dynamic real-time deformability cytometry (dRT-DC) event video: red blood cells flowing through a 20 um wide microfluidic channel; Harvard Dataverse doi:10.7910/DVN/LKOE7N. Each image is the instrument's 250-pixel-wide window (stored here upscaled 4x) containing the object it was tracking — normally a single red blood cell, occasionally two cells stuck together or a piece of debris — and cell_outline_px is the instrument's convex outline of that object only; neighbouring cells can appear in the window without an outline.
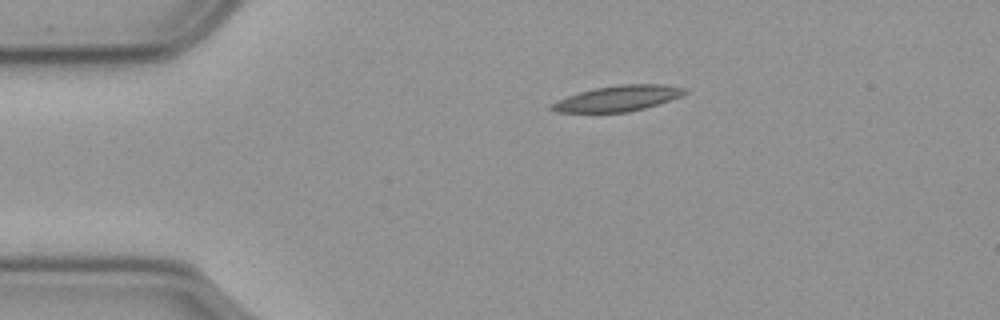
{"species": "common noctule bat (a hibernating species)", "species_latin": "Nyctalus noctula", "temperature_condition": "cold", "stored_images_in_passage": 47, "camera_frame_rate_fps": 3000, "um_per_image_px": 0.085, "animal": {"sex": "male", "body_mass_g": 23.1, "forearm_length_mm": 52.7}, "frame": {"image": 1, "passage_image": 1, "time_ms": 0.0, "image_size_px": [1000, 320], "cell_outline_px": [[688, 92], [680, 96], [644, 108], [624, 112], [556, 112], [548, 108], [552, 104], [568, 96], [580, 92], [596, 88], [620, 84], [664, 84], [688, 88]], "centroid_in_image_um": [52.55, 8.35], "position_along_channel_um": 32.4, "area_um2": 19.54}}
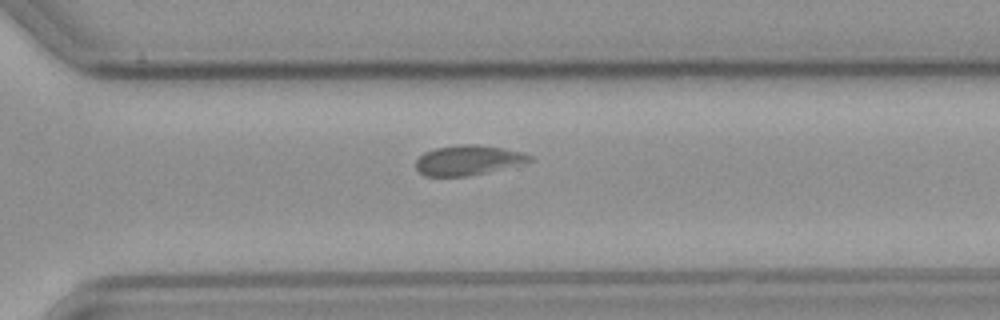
{"frame": {"image": 2, "passage_image": 30, "time_ms": 9.667, "image_size_px": [1000, 320], "cell_outline_px": [[532, 160], [524, 164], [468, 176], [424, 176], [416, 168], [416, 160], [424, 152], [436, 148], [460, 144], [476, 144], [504, 148], [520, 152], [532, 156]], "centroid_in_image_um": [39.79, 13.61], "position_along_channel_um": 330.8, "area_um2": 19.83}}
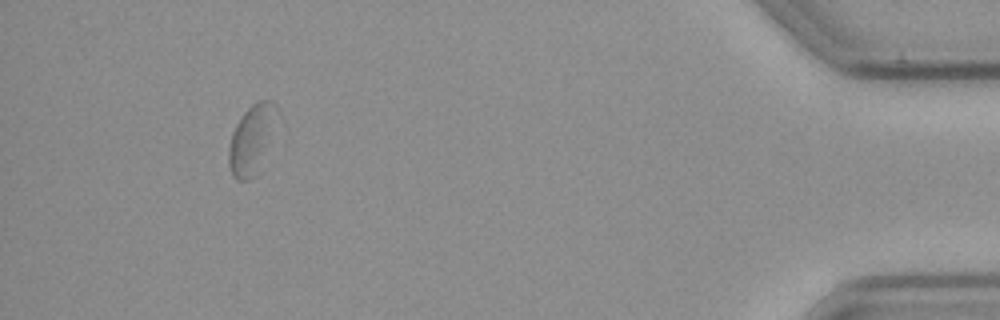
{"frame": {"image": 3, "passage_image": 43, "time_ms": 14.0, "image_size_px": [1000, 320], "cell_outline_px": [[280, 112], [260, 172], [256, 176], [248, 180], [236, 180], [232, 176], [228, 164], [228, 148], [232, 132], [240, 116], [252, 104], [260, 100], [272, 100], [276, 104]], "centroid_in_image_um": [21.42, 11.85], "position_along_channel_um": 413.8, "area_um2": 20.11}, "authors_computed_cell_mechanics": {"area_um2": 19.5364, "velocity_mm_per_s": 3.5309, "shape_relaxation_time_tau1_ms": null, "shape_relaxation_time_tau2_ms": 4.6068, "deformation_change_tau1": null, "deformation_change_tau2": 0.0874}}